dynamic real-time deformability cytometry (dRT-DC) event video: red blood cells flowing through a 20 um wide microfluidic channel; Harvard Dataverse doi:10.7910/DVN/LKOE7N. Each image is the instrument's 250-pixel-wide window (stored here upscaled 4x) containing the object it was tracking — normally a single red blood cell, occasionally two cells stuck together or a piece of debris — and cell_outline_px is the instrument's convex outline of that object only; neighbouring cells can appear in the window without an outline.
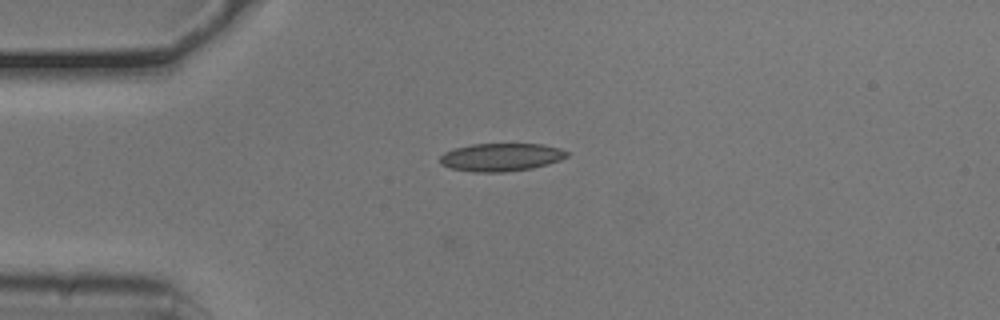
{"species": "common noctule bat (a hibernating species)", "species_latin": "Nyctalus noctula", "temperature_condition": "cold", "stored_images_in_passage": 35, "camera_frame_rate_fps": 3000, "um_per_image_px": 0.085, "animal": {"sex": "male", "body_mass_g": 20.5, "forearm_length_mm": 52.5}, "frame": {"image": 1, "passage_image": 1, "time_ms": 0.0, "image_size_px": [1000, 320], "cell_outline_px": [[568, 156], [560, 160], [548, 164], [532, 168], [504, 172], [472, 172], [452, 168], [440, 164], [440, 156], [444, 152], [456, 148], [472, 144], [540, 144], [560, 148], [568, 152]], "centroid_in_image_um": [42.59, 13.36], "position_along_channel_um": 42.4, "area_um2": 20.63}}
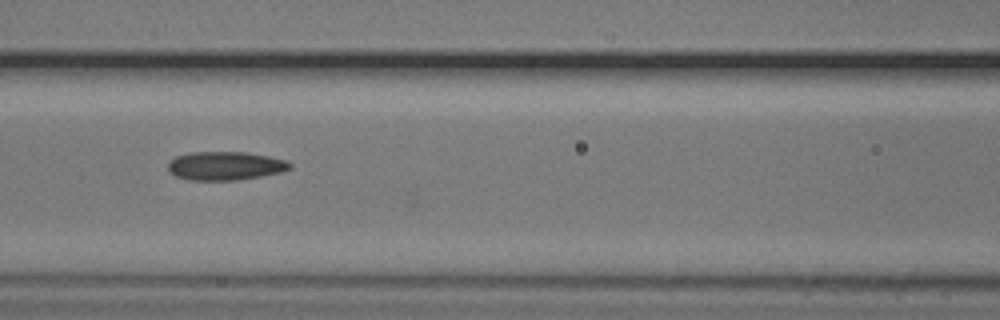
{"frame": {"image": 2, "passage_image": 11, "time_ms": 3.333, "image_size_px": [1000, 320], "cell_outline_px": [[292, 168], [280, 172], [260, 176], [236, 180], [188, 180], [176, 176], [168, 172], [168, 160], [176, 156], [192, 152], [248, 152], [268, 156], [284, 160], [292, 164]], "centroid_in_image_um": [19.1, 14.09], "position_along_channel_um": 147.5, "area_um2": 20.35}}
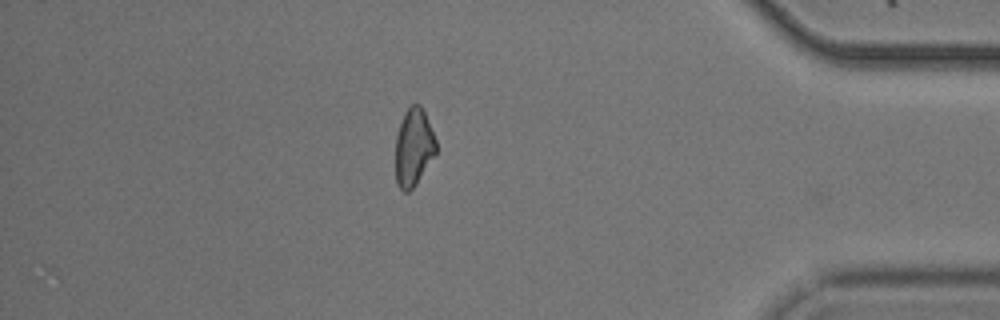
{"frame": {"image": 3, "passage_image": 34, "time_ms": 11.0, "image_size_px": [1000, 320], "cell_outline_px": [[436, 152], [416, 184], [408, 192], [404, 192], [396, 184], [396, 136], [404, 112], [412, 104], [420, 104], [424, 112], [436, 140]], "centroid_in_image_um": [35.14, 12.53], "position_along_channel_um": 400.1, "area_um2": 18.09}, "authors_computed_cell_mechanics": {"area_um2": 19.7676, "velocity_mm_per_s": 3.7788, "shape_relaxation_time_tau1_ms": 4.8664, "shape_relaxation_time_tau2_ms": 10.1272, "deformation_change_tau1": 0.0933, "deformation_change_tau2": 0.1797}}